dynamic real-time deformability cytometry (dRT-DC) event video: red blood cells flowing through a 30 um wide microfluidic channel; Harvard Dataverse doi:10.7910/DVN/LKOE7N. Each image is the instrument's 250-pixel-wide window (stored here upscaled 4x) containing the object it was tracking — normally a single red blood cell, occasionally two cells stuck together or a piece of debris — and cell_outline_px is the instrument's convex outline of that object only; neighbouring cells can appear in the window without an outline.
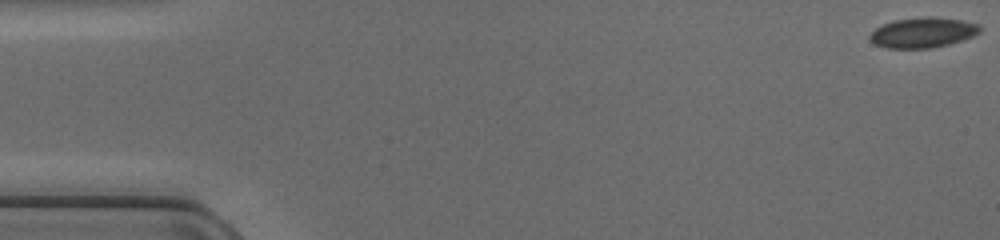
{"species": "common noctule bat (a hibernating species)", "species_latin": "Nyctalus noctula", "temperature_condition": "cold", "stored_images_in_passage": 48, "camera_frame_rate_fps": 3000, "um_per_image_px": 0.085, "animal": {"sex": "female", "body_mass_g": 17.0, "forearm_length_mm": 48.0}, "frame": {"image": 1, "passage_image": 1, "time_ms": 0.0, "image_size_px": [1000, 240], "cell_outline_px": [[980, 32], [972, 36], [948, 44], [928, 48], [888, 48], [876, 44], [868, 36], [876, 28], [892, 20], [928, 16], [932, 16], [960, 20], [980, 24]], "centroid_in_image_um": [78.44, 2.75], "position_along_channel_um": 6.6, "area_um2": 19.13}}
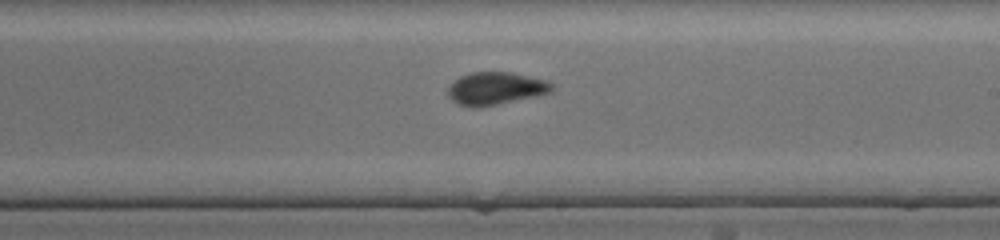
{"frame": {"image": 2, "passage_image": 28, "time_ms": 9.0, "image_size_px": [1000, 240], "cell_outline_px": [[552, 92], [536, 96], [496, 104], [456, 104], [448, 96], [448, 88], [460, 76], [472, 72], [512, 72], [548, 80], [552, 84]], "centroid_in_image_um": [42.18, 7.47], "position_along_channel_um": 246.8, "area_um2": 19.13}}
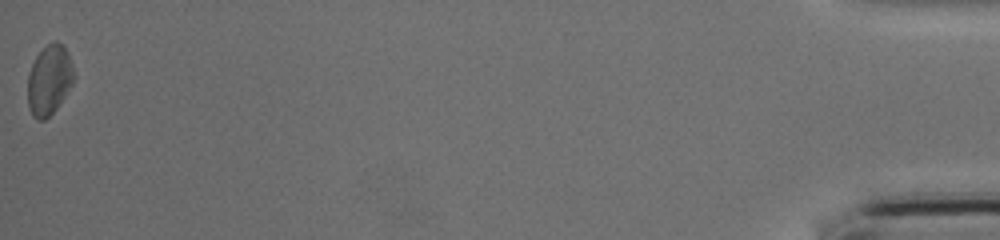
{"frame": {"image": 3, "passage_image": 48, "time_ms": 15.667, "image_size_px": [1000, 240], "cell_outline_px": [[76, 76], [72, 84], [56, 108], [44, 120], [36, 120], [32, 116], [28, 104], [28, 72], [36, 56], [48, 44], [56, 40], [68, 52]], "centroid_in_image_um": [4.18, 6.8], "position_along_channel_um": 431.0, "area_um2": 18.67}}